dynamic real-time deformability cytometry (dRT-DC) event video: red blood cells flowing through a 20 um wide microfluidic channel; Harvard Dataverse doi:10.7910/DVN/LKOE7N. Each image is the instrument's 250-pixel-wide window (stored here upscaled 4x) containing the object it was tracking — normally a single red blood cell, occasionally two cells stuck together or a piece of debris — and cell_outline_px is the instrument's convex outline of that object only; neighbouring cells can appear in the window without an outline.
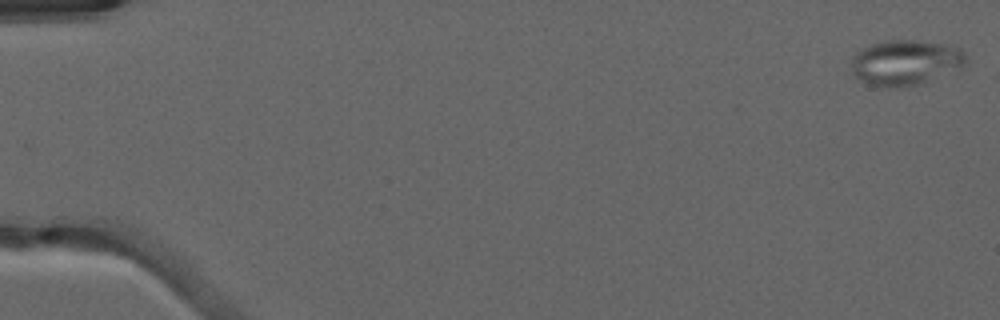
{"species": "common noctule bat (a hibernating species)", "species_latin": "Nyctalus noctula", "temperature_condition": "warm", "stored_images_in_passage": 8, "camera_frame_rate_fps": 3000, "um_per_image_px": 0.085, "animal": {"sex": "male", "forearm_length_mm": 52.5}, "frame": {"image": 1, "passage_image": 1, "time_ms": 0.0, "image_size_px": [1000, 320], "cell_outline_px": [[968, 64], [908, 88], [892, 88], [868, 84], [856, 76], [852, 72], [852, 56], [856, 52], [872, 44], [884, 40], [916, 40], [940, 44], [960, 48], [964, 52], [968, 60]], "centroid_in_image_um": [76.95, 5.32], "position_along_channel_um": 8.0, "area_um2": 30.11}}